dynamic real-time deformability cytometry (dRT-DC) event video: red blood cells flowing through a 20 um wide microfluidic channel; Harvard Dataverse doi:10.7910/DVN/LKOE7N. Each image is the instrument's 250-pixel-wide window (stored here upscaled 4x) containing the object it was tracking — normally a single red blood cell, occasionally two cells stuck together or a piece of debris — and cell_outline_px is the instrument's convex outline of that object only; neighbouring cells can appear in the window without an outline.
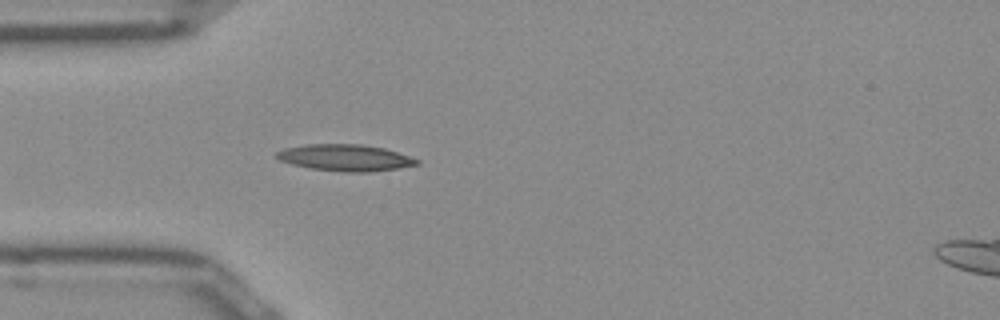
{"species": "Egyptian fruit bat (a non-hibernating species)", "species_latin": "Rousettus aegyptiacus", "temperature_condition": "room temperature", "stored_images_in_passage": 3, "camera_frame_rate_fps": 3000, "um_per_image_px": 0.085, "frame": {"image": 1, "passage_image": 1, "time_ms": 0.0, "image_size_px": [1000, 320], "cell_outline_px": [[420, 164], [400, 168], [368, 172], [344, 172], [312, 168], [292, 164], [280, 160], [276, 156], [276, 152], [284, 148], [308, 144], [360, 144], [384, 148], [420, 160]], "centroid_in_image_um": [29.36, 13.4], "position_along_channel_um": 55.6, "area_um2": 21.56}}